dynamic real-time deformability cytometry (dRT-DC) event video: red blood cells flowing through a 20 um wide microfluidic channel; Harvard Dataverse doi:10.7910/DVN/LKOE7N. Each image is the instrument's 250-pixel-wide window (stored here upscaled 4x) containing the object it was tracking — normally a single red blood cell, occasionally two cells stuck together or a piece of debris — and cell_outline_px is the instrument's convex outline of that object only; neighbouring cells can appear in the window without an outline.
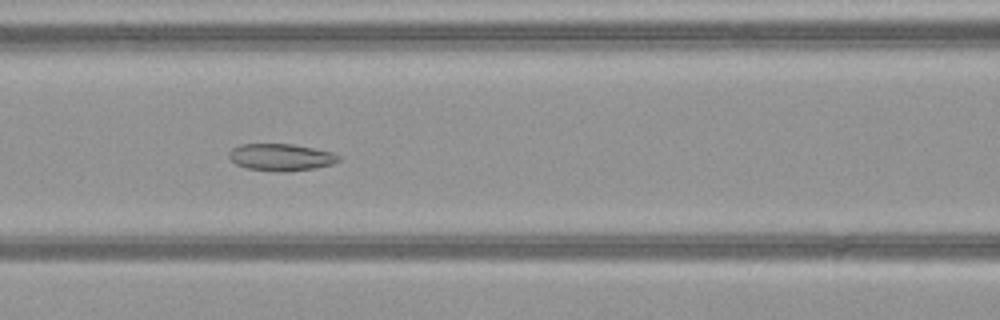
{"species": "common noctule bat (a hibernating species)", "species_latin": "Nyctalus noctula", "temperature_condition": "warm", "stored_images_in_passage": 41, "camera_frame_rate_fps": 3000, "um_per_image_px": 0.085, "animal": {"sex": "female", "body_mass_g": 21.9}, "frame": {"image": 1, "passage_image": 12, "time_ms": 3.667, "image_size_px": [1000, 320], "cell_outline_px": [[340, 160], [332, 164], [316, 168], [284, 172], [280, 172], [244, 168], [236, 164], [228, 156], [228, 152], [232, 148], [240, 144], [292, 144], [332, 152], [340, 156]], "centroid_in_image_um": [23.86, 13.37], "position_along_channel_um": 142.7, "area_um2": 17.34}}
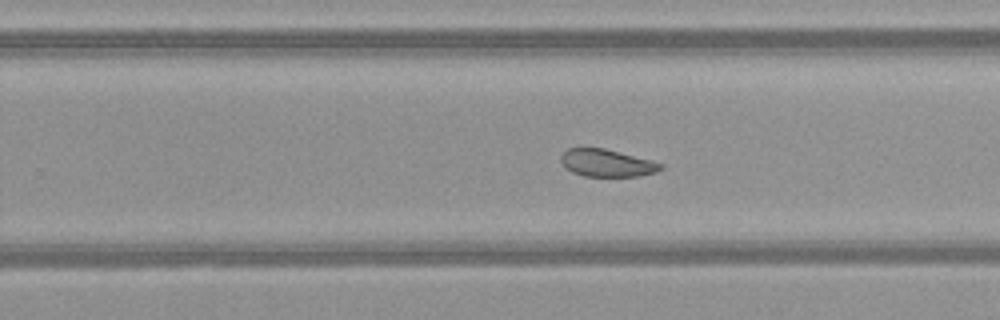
{"frame": {"image": 2, "passage_image": 22, "time_ms": 7.0, "image_size_px": [1000, 320], "cell_outline_px": [[664, 168], [656, 172], [640, 176], [584, 176], [572, 172], [560, 160], [560, 156], [568, 148], [604, 148], [652, 160], [664, 164]], "centroid_in_image_um": [51.63, 13.85], "position_along_channel_um": 278.2, "area_um2": 15.9}}
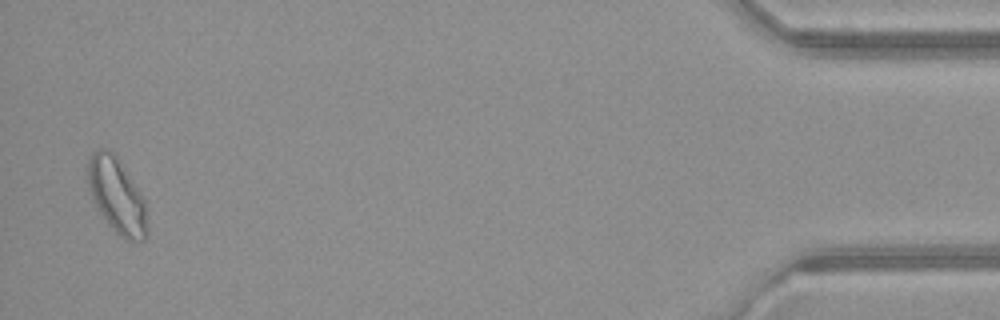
{"frame": {"image": 3, "passage_image": 39, "time_ms": 12.667, "image_size_px": [1000, 320], "cell_outline_px": [[148, 236], [144, 240], [124, 240], [104, 220], [92, 200], [88, 188], [88, 160], [92, 152], [96, 148], [108, 148], [112, 152], [144, 200], [148, 228]], "centroid_in_image_um": [9.9, 16.67], "position_along_channel_um": 425.3, "area_um2": 25.72}}